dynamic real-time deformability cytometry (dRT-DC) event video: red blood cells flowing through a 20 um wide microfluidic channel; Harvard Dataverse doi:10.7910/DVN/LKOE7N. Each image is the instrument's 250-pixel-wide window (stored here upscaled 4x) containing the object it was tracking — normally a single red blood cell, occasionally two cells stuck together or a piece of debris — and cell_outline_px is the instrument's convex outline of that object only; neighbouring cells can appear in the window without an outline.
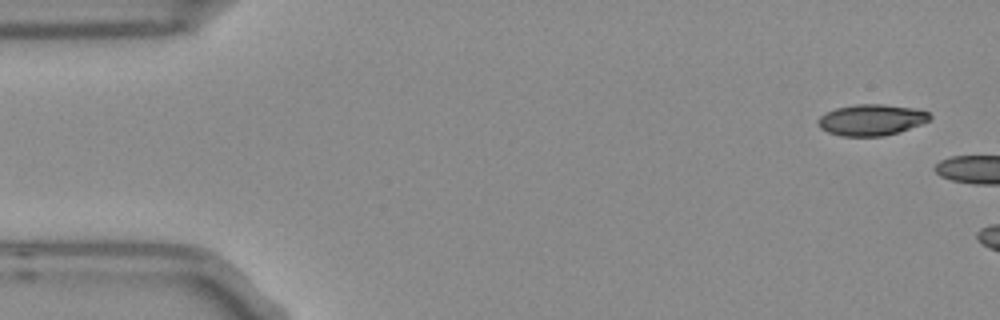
{"species": "Egyptian fruit bat (a non-hibernating species)", "species_latin": "Rousettus aegyptiacus", "temperature_condition": "room temperature", "stored_images_in_passage": 2, "camera_frame_rate_fps": 3000, "um_per_image_px": 0.085, "frame": {"image": 1, "passage_image": 1, "time_ms": 0.0, "image_size_px": [1000, 320], "cell_outline_px": [[932, 116], [928, 120], [920, 124], [900, 132], [884, 136], [840, 136], [828, 132], [820, 128], [816, 120], [824, 112], [836, 108], [856, 104], [884, 104], [916, 108], [928, 112]], "centroid_in_image_um": [74.04, 10.18], "position_along_channel_um": 11.0, "area_um2": 20.46}}